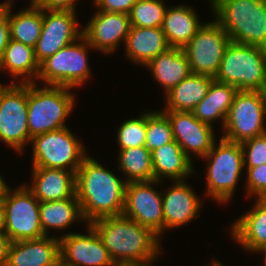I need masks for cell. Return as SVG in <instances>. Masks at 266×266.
<instances>
[{"mask_svg": "<svg viewBox=\"0 0 266 266\" xmlns=\"http://www.w3.org/2000/svg\"><path fill=\"white\" fill-rule=\"evenodd\" d=\"M139 118L123 122L117 131V142L120 150L132 147L145 146L146 138V112Z\"/></svg>", "mask_w": 266, "mask_h": 266, "instance_id": "cell-34", "label": "cell"}, {"mask_svg": "<svg viewBox=\"0 0 266 266\" xmlns=\"http://www.w3.org/2000/svg\"><path fill=\"white\" fill-rule=\"evenodd\" d=\"M230 41L228 34L216 21L204 23L182 49L189 61L191 73L215 78Z\"/></svg>", "mask_w": 266, "mask_h": 266, "instance_id": "cell-12", "label": "cell"}, {"mask_svg": "<svg viewBox=\"0 0 266 266\" xmlns=\"http://www.w3.org/2000/svg\"><path fill=\"white\" fill-rule=\"evenodd\" d=\"M237 88L230 84L213 81L207 95L192 111L201 122L213 126L216 120L222 121L224 126L229 108L233 103Z\"/></svg>", "mask_w": 266, "mask_h": 266, "instance_id": "cell-27", "label": "cell"}, {"mask_svg": "<svg viewBox=\"0 0 266 266\" xmlns=\"http://www.w3.org/2000/svg\"><path fill=\"white\" fill-rule=\"evenodd\" d=\"M60 258L59 237L12 242L5 266H46Z\"/></svg>", "mask_w": 266, "mask_h": 266, "instance_id": "cell-20", "label": "cell"}, {"mask_svg": "<svg viewBox=\"0 0 266 266\" xmlns=\"http://www.w3.org/2000/svg\"><path fill=\"white\" fill-rule=\"evenodd\" d=\"M202 159L209 160L207 195L220 203L229 202L244 168L241 144L221 138Z\"/></svg>", "mask_w": 266, "mask_h": 266, "instance_id": "cell-6", "label": "cell"}, {"mask_svg": "<svg viewBox=\"0 0 266 266\" xmlns=\"http://www.w3.org/2000/svg\"><path fill=\"white\" fill-rule=\"evenodd\" d=\"M75 17V11L43 9L41 34L34 48L39 64L82 36Z\"/></svg>", "mask_w": 266, "mask_h": 266, "instance_id": "cell-14", "label": "cell"}, {"mask_svg": "<svg viewBox=\"0 0 266 266\" xmlns=\"http://www.w3.org/2000/svg\"><path fill=\"white\" fill-rule=\"evenodd\" d=\"M130 28L128 14L97 10L82 29V35L93 49L110 54L117 49L120 41L126 42Z\"/></svg>", "mask_w": 266, "mask_h": 266, "instance_id": "cell-17", "label": "cell"}, {"mask_svg": "<svg viewBox=\"0 0 266 266\" xmlns=\"http://www.w3.org/2000/svg\"><path fill=\"white\" fill-rule=\"evenodd\" d=\"M215 81L237 90L262 91L266 87V49L230 41Z\"/></svg>", "mask_w": 266, "mask_h": 266, "instance_id": "cell-5", "label": "cell"}, {"mask_svg": "<svg viewBox=\"0 0 266 266\" xmlns=\"http://www.w3.org/2000/svg\"><path fill=\"white\" fill-rule=\"evenodd\" d=\"M11 243L12 241L5 232L0 233V266H5L7 262Z\"/></svg>", "mask_w": 266, "mask_h": 266, "instance_id": "cell-40", "label": "cell"}, {"mask_svg": "<svg viewBox=\"0 0 266 266\" xmlns=\"http://www.w3.org/2000/svg\"><path fill=\"white\" fill-rule=\"evenodd\" d=\"M0 69L7 70L12 77H22V83H34L33 77L38 78L40 64L35 57L33 47L10 39L0 58ZM31 78V79H30Z\"/></svg>", "mask_w": 266, "mask_h": 266, "instance_id": "cell-28", "label": "cell"}, {"mask_svg": "<svg viewBox=\"0 0 266 266\" xmlns=\"http://www.w3.org/2000/svg\"><path fill=\"white\" fill-rule=\"evenodd\" d=\"M118 168L124 171L126 183L154 180L151 152L145 146L119 150Z\"/></svg>", "mask_w": 266, "mask_h": 266, "instance_id": "cell-31", "label": "cell"}, {"mask_svg": "<svg viewBox=\"0 0 266 266\" xmlns=\"http://www.w3.org/2000/svg\"><path fill=\"white\" fill-rule=\"evenodd\" d=\"M257 252H258V253H259V252H260V253L263 252V254H264V256H265V257H264V260H265L264 263H265V266H266V246L263 247V248H261V249H259L258 251H256V253H257Z\"/></svg>", "mask_w": 266, "mask_h": 266, "instance_id": "cell-47", "label": "cell"}, {"mask_svg": "<svg viewBox=\"0 0 266 266\" xmlns=\"http://www.w3.org/2000/svg\"><path fill=\"white\" fill-rule=\"evenodd\" d=\"M77 0H40L38 7L44 10H70L75 11Z\"/></svg>", "mask_w": 266, "mask_h": 266, "instance_id": "cell-38", "label": "cell"}, {"mask_svg": "<svg viewBox=\"0 0 266 266\" xmlns=\"http://www.w3.org/2000/svg\"><path fill=\"white\" fill-rule=\"evenodd\" d=\"M8 188L9 187L7 186V184L5 183L3 178L0 176V201L4 197V195L6 194Z\"/></svg>", "mask_w": 266, "mask_h": 266, "instance_id": "cell-42", "label": "cell"}, {"mask_svg": "<svg viewBox=\"0 0 266 266\" xmlns=\"http://www.w3.org/2000/svg\"><path fill=\"white\" fill-rule=\"evenodd\" d=\"M212 266H223V265L222 263L218 262V260L217 261L214 260V262L212 263Z\"/></svg>", "mask_w": 266, "mask_h": 266, "instance_id": "cell-48", "label": "cell"}, {"mask_svg": "<svg viewBox=\"0 0 266 266\" xmlns=\"http://www.w3.org/2000/svg\"><path fill=\"white\" fill-rule=\"evenodd\" d=\"M151 158L156 181H161L163 177L183 181L194 170L192 160L175 140L152 151Z\"/></svg>", "mask_w": 266, "mask_h": 266, "instance_id": "cell-24", "label": "cell"}, {"mask_svg": "<svg viewBox=\"0 0 266 266\" xmlns=\"http://www.w3.org/2000/svg\"><path fill=\"white\" fill-rule=\"evenodd\" d=\"M114 266H151V264H144V263H115Z\"/></svg>", "mask_w": 266, "mask_h": 266, "instance_id": "cell-44", "label": "cell"}, {"mask_svg": "<svg viewBox=\"0 0 266 266\" xmlns=\"http://www.w3.org/2000/svg\"><path fill=\"white\" fill-rule=\"evenodd\" d=\"M266 95L262 91L238 90L229 108L223 137L231 142L242 143L266 133Z\"/></svg>", "mask_w": 266, "mask_h": 266, "instance_id": "cell-8", "label": "cell"}, {"mask_svg": "<svg viewBox=\"0 0 266 266\" xmlns=\"http://www.w3.org/2000/svg\"><path fill=\"white\" fill-rule=\"evenodd\" d=\"M145 66L158 84L164 87L165 93L191 74L189 61L180 48L169 47Z\"/></svg>", "mask_w": 266, "mask_h": 266, "instance_id": "cell-25", "label": "cell"}, {"mask_svg": "<svg viewBox=\"0 0 266 266\" xmlns=\"http://www.w3.org/2000/svg\"><path fill=\"white\" fill-rule=\"evenodd\" d=\"M40 222L45 236H48V229H66L74 221L83 220L79 201L76 197L40 202Z\"/></svg>", "mask_w": 266, "mask_h": 266, "instance_id": "cell-29", "label": "cell"}, {"mask_svg": "<svg viewBox=\"0 0 266 266\" xmlns=\"http://www.w3.org/2000/svg\"><path fill=\"white\" fill-rule=\"evenodd\" d=\"M244 167H257L266 163V133L243 141Z\"/></svg>", "mask_w": 266, "mask_h": 266, "instance_id": "cell-35", "label": "cell"}, {"mask_svg": "<svg viewBox=\"0 0 266 266\" xmlns=\"http://www.w3.org/2000/svg\"><path fill=\"white\" fill-rule=\"evenodd\" d=\"M90 225L114 263L152 264L162 249L157 234L123 214L103 217Z\"/></svg>", "mask_w": 266, "mask_h": 266, "instance_id": "cell-2", "label": "cell"}, {"mask_svg": "<svg viewBox=\"0 0 266 266\" xmlns=\"http://www.w3.org/2000/svg\"><path fill=\"white\" fill-rule=\"evenodd\" d=\"M250 211L242 215L231 227L234 240L250 252L266 246V199L257 198Z\"/></svg>", "mask_w": 266, "mask_h": 266, "instance_id": "cell-22", "label": "cell"}, {"mask_svg": "<svg viewBox=\"0 0 266 266\" xmlns=\"http://www.w3.org/2000/svg\"><path fill=\"white\" fill-rule=\"evenodd\" d=\"M202 25L190 6L178 5L166 9L162 30L169 47L183 49Z\"/></svg>", "mask_w": 266, "mask_h": 266, "instance_id": "cell-23", "label": "cell"}, {"mask_svg": "<svg viewBox=\"0 0 266 266\" xmlns=\"http://www.w3.org/2000/svg\"><path fill=\"white\" fill-rule=\"evenodd\" d=\"M214 19L235 43L266 49V0H210Z\"/></svg>", "mask_w": 266, "mask_h": 266, "instance_id": "cell-3", "label": "cell"}, {"mask_svg": "<svg viewBox=\"0 0 266 266\" xmlns=\"http://www.w3.org/2000/svg\"><path fill=\"white\" fill-rule=\"evenodd\" d=\"M171 123L174 140L192 160L191 153L203 158L215 141L213 126L198 120L193 112L162 110Z\"/></svg>", "mask_w": 266, "mask_h": 266, "instance_id": "cell-16", "label": "cell"}, {"mask_svg": "<svg viewBox=\"0 0 266 266\" xmlns=\"http://www.w3.org/2000/svg\"><path fill=\"white\" fill-rule=\"evenodd\" d=\"M32 167L64 169L77 173L87 156L81 142L68 127L31 138Z\"/></svg>", "mask_w": 266, "mask_h": 266, "instance_id": "cell-7", "label": "cell"}, {"mask_svg": "<svg viewBox=\"0 0 266 266\" xmlns=\"http://www.w3.org/2000/svg\"><path fill=\"white\" fill-rule=\"evenodd\" d=\"M213 77L190 74L166 93L164 110L192 112L207 95Z\"/></svg>", "mask_w": 266, "mask_h": 266, "instance_id": "cell-26", "label": "cell"}, {"mask_svg": "<svg viewBox=\"0 0 266 266\" xmlns=\"http://www.w3.org/2000/svg\"><path fill=\"white\" fill-rule=\"evenodd\" d=\"M246 186L248 196H266V163L257 167H247Z\"/></svg>", "mask_w": 266, "mask_h": 266, "instance_id": "cell-36", "label": "cell"}, {"mask_svg": "<svg viewBox=\"0 0 266 266\" xmlns=\"http://www.w3.org/2000/svg\"><path fill=\"white\" fill-rule=\"evenodd\" d=\"M40 0H30V6L28 8L38 7Z\"/></svg>", "mask_w": 266, "mask_h": 266, "instance_id": "cell-45", "label": "cell"}, {"mask_svg": "<svg viewBox=\"0 0 266 266\" xmlns=\"http://www.w3.org/2000/svg\"><path fill=\"white\" fill-rule=\"evenodd\" d=\"M0 85V140L22 152L31 142L28 129V83Z\"/></svg>", "mask_w": 266, "mask_h": 266, "instance_id": "cell-11", "label": "cell"}, {"mask_svg": "<svg viewBox=\"0 0 266 266\" xmlns=\"http://www.w3.org/2000/svg\"><path fill=\"white\" fill-rule=\"evenodd\" d=\"M124 45L126 57L143 66L169 48L162 27L131 26Z\"/></svg>", "mask_w": 266, "mask_h": 266, "instance_id": "cell-21", "label": "cell"}, {"mask_svg": "<svg viewBox=\"0 0 266 266\" xmlns=\"http://www.w3.org/2000/svg\"><path fill=\"white\" fill-rule=\"evenodd\" d=\"M172 188L162 195L164 230L185 225L202 206L200 199L185 181H174Z\"/></svg>", "mask_w": 266, "mask_h": 266, "instance_id": "cell-18", "label": "cell"}, {"mask_svg": "<svg viewBox=\"0 0 266 266\" xmlns=\"http://www.w3.org/2000/svg\"><path fill=\"white\" fill-rule=\"evenodd\" d=\"M159 182L154 179L127 183L123 210L124 216L150 228L158 236L164 232L162 193L155 191L152 185Z\"/></svg>", "mask_w": 266, "mask_h": 266, "instance_id": "cell-13", "label": "cell"}, {"mask_svg": "<svg viewBox=\"0 0 266 266\" xmlns=\"http://www.w3.org/2000/svg\"><path fill=\"white\" fill-rule=\"evenodd\" d=\"M1 199L5 209V233L12 242L44 237L40 222V202L26 184Z\"/></svg>", "mask_w": 266, "mask_h": 266, "instance_id": "cell-9", "label": "cell"}, {"mask_svg": "<svg viewBox=\"0 0 266 266\" xmlns=\"http://www.w3.org/2000/svg\"><path fill=\"white\" fill-rule=\"evenodd\" d=\"M11 14V10H8L10 39L35 48L41 34L43 9L26 8L14 15Z\"/></svg>", "mask_w": 266, "mask_h": 266, "instance_id": "cell-30", "label": "cell"}, {"mask_svg": "<svg viewBox=\"0 0 266 266\" xmlns=\"http://www.w3.org/2000/svg\"><path fill=\"white\" fill-rule=\"evenodd\" d=\"M12 9V2L11 0H7L4 3L0 4V15L6 10H11Z\"/></svg>", "mask_w": 266, "mask_h": 266, "instance_id": "cell-43", "label": "cell"}, {"mask_svg": "<svg viewBox=\"0 0 266 266\" xmlns=\"http://www.w3.org/2000/svg\"><path fill=\"white\" fill-rule=\"evenodd\" d=\"M88 233H65L59 238L60 258L64 266H114L107 248L96 230L88 224Z\"/></svg>", "mask_w": 266, "mask_h": 266, "instance_id": "cell-15", "label": "cell"}, {"mask_svg": "<svg viewBox=\"0 0 266 266\" xmlns=\"http://www.w3.org/2000/svg\"><path fill=\"white\" fill-rule=\"evenodd\" d=\"M78 40L44 60L40 64L37 79L45 81L46 85L66 86L72 89L86 82L91 74L87 50L93 48L83 35Z\"/></svg>", "mask_w": 266, "mask_h": 266, "instance_id": "cell-10", "label": "cell"}, {"mask_svg": "<svg viewBox=\"0 0 266 266\" xmlns=\"http://www.w3.org/2000/svg\"><path fill=\"white\" fill-rule=\"evenodd\" d=\"M33 185L28 188L39 202L75 196L76 173L56 168L32 167Z\"/></svg>", "mask_w": 266, "mask_h": 266, "instance_id": "cell-19", "label": "cell"}, {"mask_svg": "<svg viewBox=\"0 0 266 266\" xmlns=\"http://www.w3.org/2000/svg\"><path fill=\"white\" fill-rule=\"evenodd\" d=\"M10 40V27L8 21V10L4 11L0 15V58L4 52V49L8 45Z\"/></svg>", "mask_w": 266, "mask_h": 266, "instance_id": "cell-39", "label": "cell"}, {"mask_svg": "<svg viewBox=\"0 0 266 266\" xmlns=\"http://www.w3.org/2000/svg\"><path fill=\"white\" fill-rule=\"evenodd\" d=\"M171 141L174 137L168 116L162 110L146 112L145 147L152 152Z\"/></svg>", "mask_w": 266, "mask_h": 266, "instance_id": "cell-32", "label": "cell"}, {"mask_svg": "<svg viewBox=\"0 0 266 266\" xmlns=\"http://www.w3.org/2000/svg\"><path fill=\"white\" fill-rule=\"evenodd\" d=\"M126 184L125 180L86 156L77 170L75 185L83 220L90 224L103 217L122 215Z\"/></svg>", "mask_w": 266, "mask_h": 266, "instance_id": "cell-1", "label": "cell"}, {"mask_svg": "<svg viewBox=\"0 0 266 266\" xmlns=\"http://www.w3.org/2000/svg\"><path fill=\"white\" fill-rule=\"evenodd\" d=\"M166 9L162 0H137L129 14L131 26L162 27Z\"/></svg>", "mask_w": 266, "mask_h": 266, "instance_id": "cell-33", "label": "cell"}, {"mask_svg": "<svg viewBox=\"0 0 266 266\" xmlns=\"http://www.w3.org/2000/svg\"><path fill=\"white\" fill-rule=\"evenodd\" d=\"M46 266H64V265L61 261V258H59L55 263H51V264L46 265Z\"/></svg>", "mask_w": 266, "mask_h": 266, "instance_id": "cell-46", "label": "cell"}, {"mask_svg": "<svg viewBox=\"0 0 266 266\" xmlns=\"http://www.w3.org/2000/svg\"><path fill=\"white\" fill-rule=\"evenodd\" d=\"M137 0H94L99 11L130 14Z\"/></svg>", "mask_w": 266, "mask_h": 266, "instance_id": "cell-37", "label": "cell"}, {"mask_svg": "<svg viewBox=\"0 0 266 266\" xmlns=\"http://www.w3.org/2000/svg\"><path fill=\"white\" fill-rule=\"evenodd\" d=\"M5 232V209L0 201V233Z\"/></svg>", "mask_w": 266, "mask_h": 266, "instance_id": "cell-41", "label": "cell"}, {"mask_svg": "<svg viewBox=\"0 0 266 266\" xmlns=\"http://www.w3.org/2000/svg\"><path fill=\"white\" fill-rule=\"evenodd\" d=\"M70 87L28 83V129L30 138L67 127L65 120L75 105Z\"/></svg>", "mask_w": 266, "mask_h": 266, "instance_id": "cell-4", "label": "cell"}]
</instances>
